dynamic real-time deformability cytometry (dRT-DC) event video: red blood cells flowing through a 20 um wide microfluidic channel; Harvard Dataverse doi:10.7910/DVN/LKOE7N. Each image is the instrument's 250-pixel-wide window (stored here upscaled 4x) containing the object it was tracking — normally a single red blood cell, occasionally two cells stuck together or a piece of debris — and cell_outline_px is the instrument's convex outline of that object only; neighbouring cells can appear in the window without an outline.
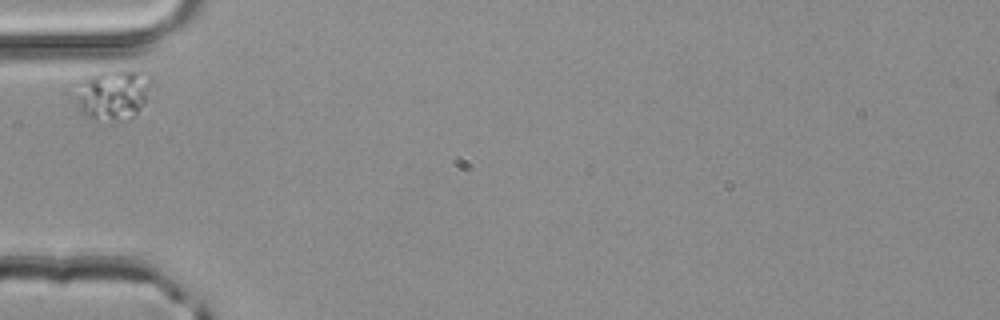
{"species": "common noctule bat (a hibernating species)", "species_latin": "Nyctalus noctula", "temperature_condition": "room temperature", "stored_images_in_passage": 1, "camera_frame_rate_fps": 3000, "um_per_image_px": 0.085, "animal": {"sex": "male", "body_mass_g": 20.4}, "frame": {"image": 1, "passage_image": 1, "time_ms": 0.0, "image_size_px": [1000, 320], "cell_outline_px": [[152, 76], [144, 100], [140, 108], [132, 116], [116, 120], [96, 120], [80, 112], [64, 92], [88, 76], [104, 68], [144, 68]], "centroid_in_image_um": [9.43, 7.92], "position_along_channel_um": 75.6, "area_um2": 24.04}}